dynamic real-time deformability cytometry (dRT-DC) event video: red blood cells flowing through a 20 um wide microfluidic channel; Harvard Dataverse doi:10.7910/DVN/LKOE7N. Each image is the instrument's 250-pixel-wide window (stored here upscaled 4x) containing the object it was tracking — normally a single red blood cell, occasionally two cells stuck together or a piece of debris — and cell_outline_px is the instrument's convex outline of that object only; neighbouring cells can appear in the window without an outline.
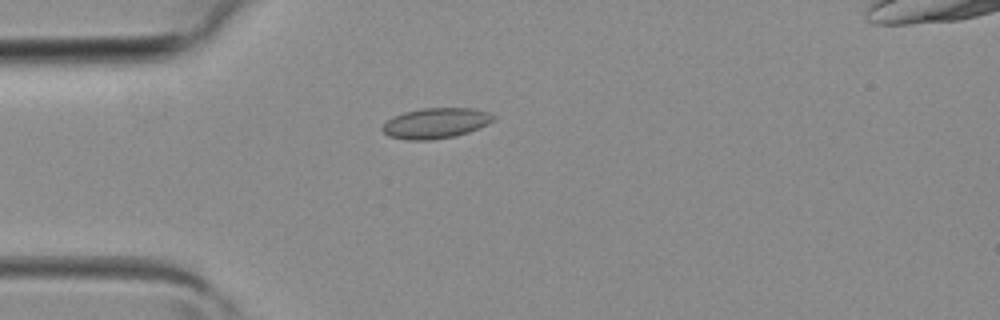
{"species": "common noctule bat (a hibernating species)", "species_latin": "Nyctalus noctula", "temperature_condition": "room temperature", "stored_images_in_passage": 3, "camera_frame_rate_fps": 3000, "um_per_image_px": 0.085, "animal": {"sex": "female", "body_mass_g": 19.3, "forearm_length_mm": 54.1}, "frame": {"image": 1, "passage_image": 3, "time_ms": 0.667, "image_size_px": [1000, 320], "cell_outline_px": [[496, 120], [488, 124], [468, 132], [452, 136], [432, 140], [408, 140], [388, 136], [380, 128], [392, 116], [404, 112], [424, 108], [472, 108], [488, 112], [496, 116]], "centroid_in_image_um": [37.04, 10.46], "position_along_channel_um": 48.0, "area_um2": 19.71}}